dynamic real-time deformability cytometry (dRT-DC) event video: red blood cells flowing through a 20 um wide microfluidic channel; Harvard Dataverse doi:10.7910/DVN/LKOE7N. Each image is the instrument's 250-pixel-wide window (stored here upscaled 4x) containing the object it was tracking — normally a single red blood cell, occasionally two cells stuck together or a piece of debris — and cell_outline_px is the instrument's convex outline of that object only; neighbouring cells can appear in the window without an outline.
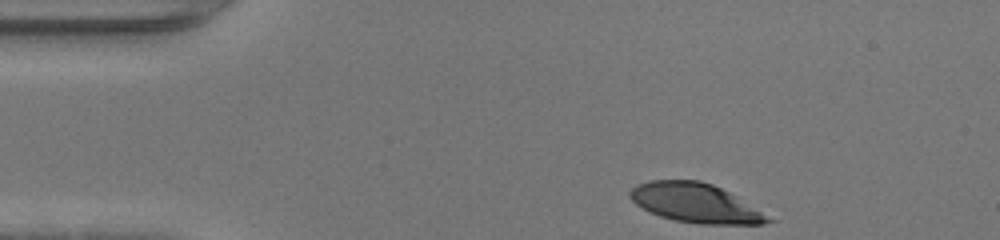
{"species": "human", "species_latin": "Homo sapiens", "temperature_condition": "warm", "stored_images_in_passage": 31, "camera_frame_rate_fps": 3000, "um_per_image_px": 0.085, "donor": {"sex": "female"}, "frame": {"image": 1, "passage_image": 1, "time_ms": 0.0, "image_size_px": [1000, 240], "cell_outline_px": [[776, 220], [764, 224], [700, 224], [676, 220], [660, 216], [636, 204], [628, 196], [628, 192], [636, 184], [648, 180], [700, 180], [712, 184], [728, 192]], "centroid_in_image_um": [59.09, 17.25], "position_along_channel_um": 25.9, "area_um2": 31.27}}
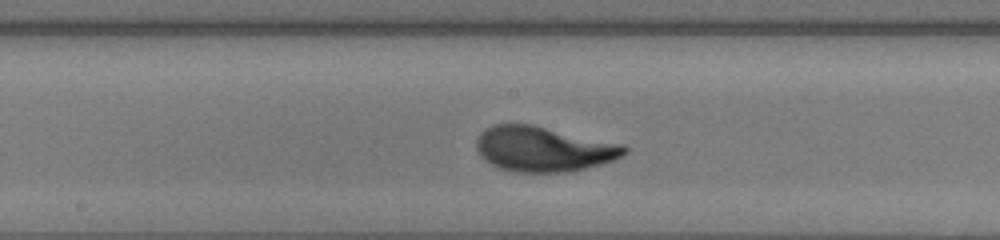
{"frame": {"image": 2, "passage_image": 18, "time_ms": 5.667, "image_size_px": [1000, 240], "cell_outline_px": [[628, 152], [612, 160], [600, 164], [568, 172], [516, 172], [500, 168], [484, 160], [480, 156], [476, 148], [476, 140], [480, 132], [484, 128], [492, 124], [532, 124], [624, 144], [628, 148]], "centroid_in_image_um": [46.17, 12.65], "position_along_channel_um": 202.0, "area_um2": 39.02}}
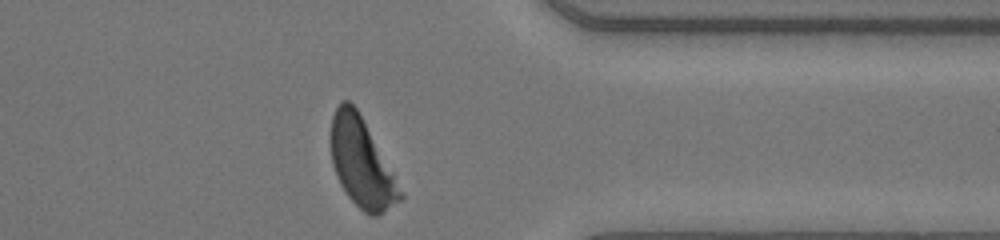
{"frame": {"image": 3, "passage_image": 31, "time_ms": 10.0, "image_size_px": [1000, 240], "cell_outline_px": [[404, 196], [400, 200], [384, 212], [376, 216], [372, 216], [364, 212], [348, 196], [340, 184], [332, 164], [332, 116], [336, 108], [344, 100], [348, 100], [356, 108]], "centroid_in_image_um": [30.71, 13.88], "position_along_channel_um": 380.7, "area_um2": 34.28}, "authors_computed_cell_mechanics": {"area_um2": 37.3388, "velocity_mm_per_s": 4.3776, "shape_relaxation_time_tau1_ms": 2.755, "shape_relaxation_time_tau2_ms": null, "deformation_change_tau1": 0.1946, "deformation_change_tau2": null}}